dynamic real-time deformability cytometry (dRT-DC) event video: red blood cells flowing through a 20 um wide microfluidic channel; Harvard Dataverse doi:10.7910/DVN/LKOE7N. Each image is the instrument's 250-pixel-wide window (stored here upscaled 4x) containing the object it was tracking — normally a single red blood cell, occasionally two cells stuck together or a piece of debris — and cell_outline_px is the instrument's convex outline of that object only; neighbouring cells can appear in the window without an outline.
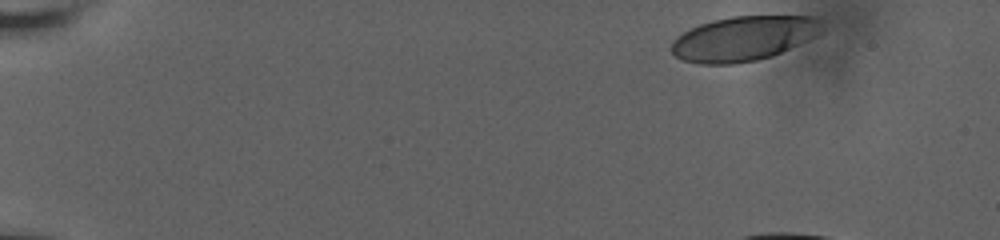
{"species": "human", "species_latin": "Homo sapiens", "temperature_condition": "room temperature", "stored_images_in_passage": 9, "camera_frame_rate_fps": 3000, "um_per_image_px": 0.085, "donor": {"sex": "male"}, "frame": {"image": 1, "passage_image": 1, "time_ms": 0.0, "image_size_px": [1000, 240], "cell_outline_px": [[820, 32], [816, 36], [772, 56], [756, 60], [736, 64], [700, 64], [684, 60], [676, 56], [668, 48], [672, 40], [676, 36], [700, 24], [712, 20], [732, 16], [816, 16], [820, 20]], "centroid_in_image_um": [63.16, 3.27], "position_along_channel_um": 21.8, "area_um2": 39.13}}